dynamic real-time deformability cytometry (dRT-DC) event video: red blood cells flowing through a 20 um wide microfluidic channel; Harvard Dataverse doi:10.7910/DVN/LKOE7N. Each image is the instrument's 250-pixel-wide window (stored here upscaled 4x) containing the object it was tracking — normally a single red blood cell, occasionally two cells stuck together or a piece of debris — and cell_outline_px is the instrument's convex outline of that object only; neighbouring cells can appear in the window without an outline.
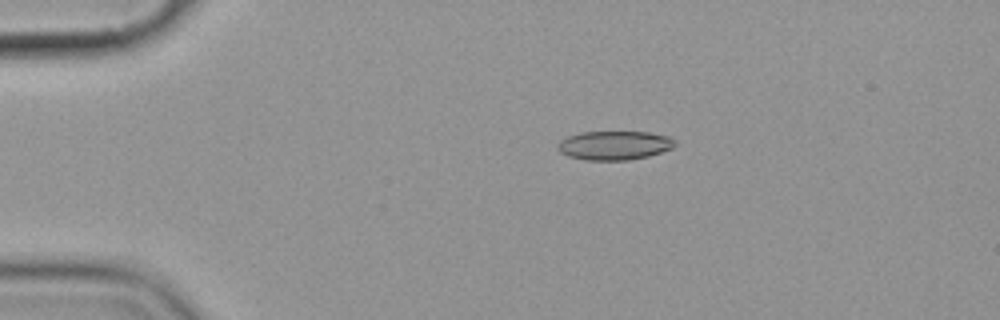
{"species": "common noctule bat (a hibernating species)", "species_latin": "Nyctalus noctula", "temperature_condition": "cold", "stored_images_in_passage": 6, "camera_frame_rate_fps": 3000, "um_per_image_px": 0.085, "animal": {"sex": "female", "body_mass_g": 19.9}, "frame": {"image": 1, "passage_image": 3, "time_ms": 3.333, "image_size_px": [1000, 320], "cell_outline_px": [[676, 144], [672, 148], [648, 156], [628, 160], [584, 160], [568, 156], [560, 152], [556, 148], [556, 144], [560, 140], [568, 136], [580, 132], [648, 132], [672, 136], [676, 140]], "centroid_in_image_um": [52.22, 12.35], "position_along_channel_um": 32.8, "area_um2": 20.0}}
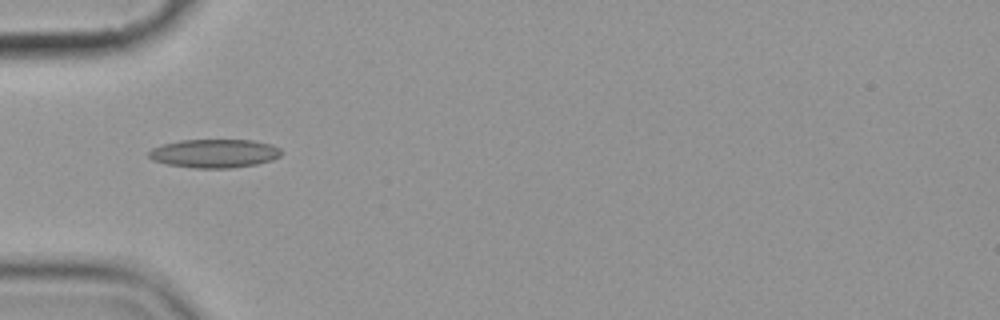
{"frame": {"image": 2, "passage_image": 5, "time_ms": 5.667, "image_size_px": [1000, 320], "cell_outline_px": [[280, 156], [272, 160], [256, 164], [232, 168], [196, 168], [168, 164], [152, 160], [148, 156], [148, 152], [152, 148], [164, 144], [180, 140], [252, 140], [272, 144], [280, 148]], "centroid_in_image_um": [18.23, 13.04], "position_along_channel_um": 66.8, "area_um2": 22.02}}
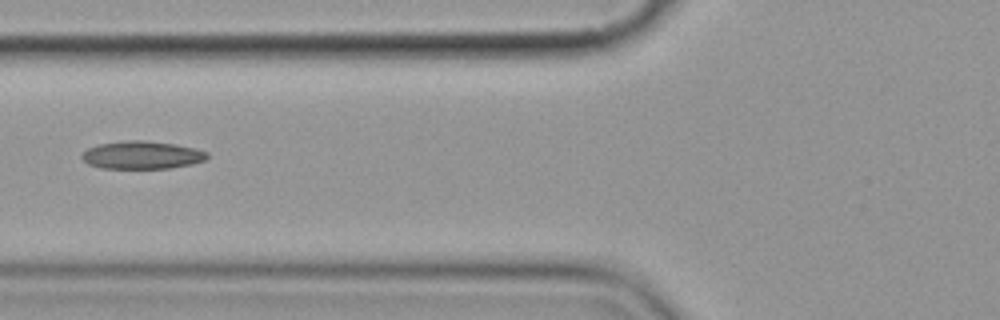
{"frame": {"image": 3, "passage_image": 6, "time_ms": 7.0, "image_size_px": [1000, 320], "cell_outline_px": [[208, 156], [204, 160], [192, 164], [168, 168], [100, 168], [88, 164], [80, 156], [88, 148], [100, 144], [132, 140], [144, 140], [176, 144], [196, 148], [208, 152]], "centroid_in_image_um": [12.08, 13.18], "position_along_channel_um": 113.7, "area_um2": 20.23}}